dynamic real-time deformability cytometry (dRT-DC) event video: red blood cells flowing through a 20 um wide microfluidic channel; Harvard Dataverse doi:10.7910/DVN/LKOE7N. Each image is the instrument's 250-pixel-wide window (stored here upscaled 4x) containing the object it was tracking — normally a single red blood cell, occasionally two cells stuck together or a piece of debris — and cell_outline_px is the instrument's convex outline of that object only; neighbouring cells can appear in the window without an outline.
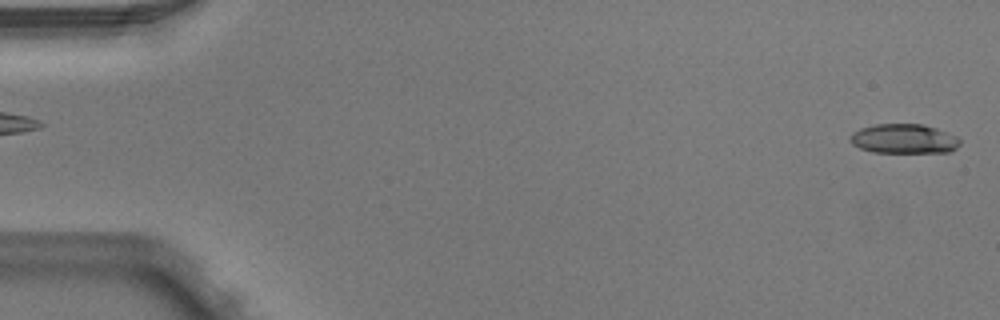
{"species": "Egyptian fruit bat (a non-hibernating species)", "species_latin": "Rousettus aegyptiacus", "temperature_condition": "warm", "stored_images_in_passage": 2, "camera_frame_rate_fps": 3000, "um_per_image_px": 0.085, "animal": {"sex": "male"}, "frame": {"image": 1, "passage_image": 2, "time_ms": 0.333, "image_size_px": [1000, 320], "cell_outline_px": [[960, 144], [956, 148], [948, 152], [872, 152], [860, 148], [852, 144], [848, 136], [852, 132], [860, 128], [876, 124], [924, 124], [936, 128], [956, 136], [960, 140]], "centroid_in_image_um": [76.8, 11.79], "position_along_channel_um": 8.2, "area_um2": 18.9}}